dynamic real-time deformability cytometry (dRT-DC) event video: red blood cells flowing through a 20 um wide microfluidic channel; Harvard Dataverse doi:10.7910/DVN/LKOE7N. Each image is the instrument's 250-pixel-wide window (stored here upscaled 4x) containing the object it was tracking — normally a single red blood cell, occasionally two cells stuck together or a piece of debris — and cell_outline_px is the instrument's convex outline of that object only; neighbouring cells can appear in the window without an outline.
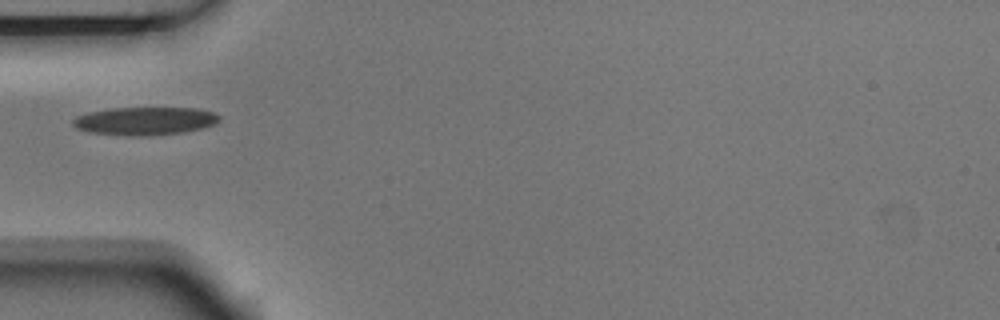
{"species": "Egyptian fruit bat (a non-hibernating species)", "species_latin": "Rousettus aegyptiacus", "temperature_condition": "room temperature", "stored_images_in_passage": 5, "camera_frame_rate_fps": 3000, "um_per_image_px": 0.085, "animal": {"sex": "male"}, "frame": {"image": 1, "passage_image": 5, "time_ms": 1.333, "image_size_px": [1000, 320], "cell_outline_px": [[220, 120], [216, 124], [204, 128], [184, 132], [148, 136], [128, 136], [92, 132], [76, 128], [72, 124], [72, 120], [76, 116], [88, 112], [112, 108], [196, 108], [212, 112], [220, 116]], "centroid_in_image_um": [12.33, 10.29], "position_along_channel_um": 72.7, "area_um2": 24.04}}